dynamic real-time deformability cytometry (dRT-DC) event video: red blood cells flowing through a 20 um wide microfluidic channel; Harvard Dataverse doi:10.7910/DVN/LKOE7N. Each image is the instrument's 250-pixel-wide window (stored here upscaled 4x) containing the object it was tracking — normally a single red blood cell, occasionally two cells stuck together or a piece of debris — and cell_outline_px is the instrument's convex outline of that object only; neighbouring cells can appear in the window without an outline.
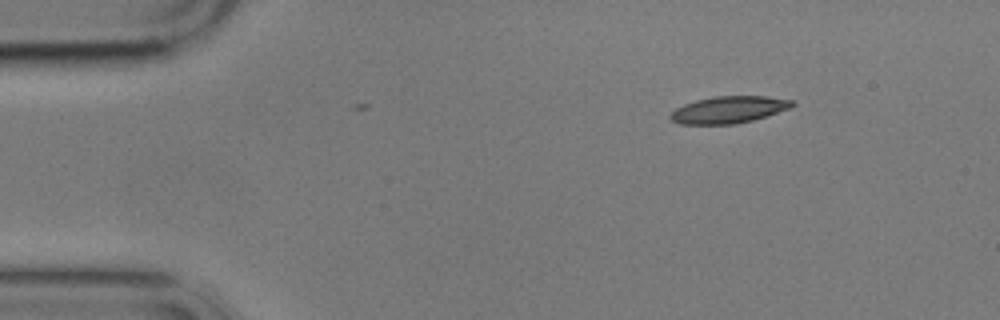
{"species": "common noctule bat (a hibernating species)", "species_latin": "Nyctalus noctula", "temperature_condition": "cold", "stored_images_in_passage": 3, "camera_frame_rate_fps": 3000, "um_per_image_px": 0.085, "animal": {"sex": "male", "body_mass_g": 17.9}, "frame": {"image": 1, "passage_image": 1, "time_ms": 0.0, "image_size_px": [1000, 320], "cell_outline_px": [[796, 104], [792, 108], [752, 120], [736, 124], [680, 124], [672, 120], [668, 116], [676, 108], [684, 104], [696, 100], [716, 96], [764, 96], [792, 100]], "centroid_in_image_um": [61.95, 9.32], "position_along_channel_um": 23.0, "area_um2": 19.07}}